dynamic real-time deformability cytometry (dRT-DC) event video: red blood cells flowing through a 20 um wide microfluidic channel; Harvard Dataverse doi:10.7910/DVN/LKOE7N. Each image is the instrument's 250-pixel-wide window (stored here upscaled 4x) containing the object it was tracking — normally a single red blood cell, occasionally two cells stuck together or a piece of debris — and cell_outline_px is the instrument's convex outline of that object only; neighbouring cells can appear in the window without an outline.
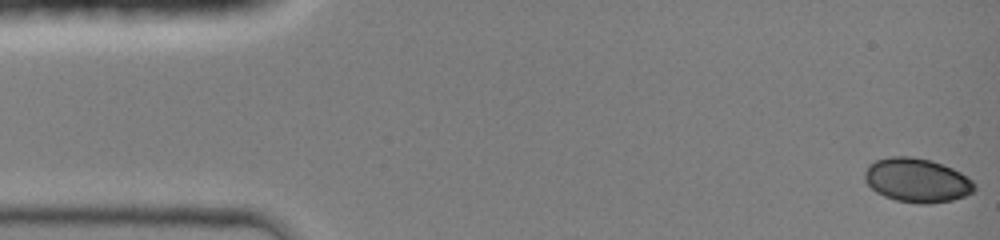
{"species": "common noctule bat (a hibernating species)", "species_latin": "Nyctalus noctula", "temperature_condition": "room temperature", "stored_images_in_passage": 45, "camera_frame_rate_fps": 3000, "um_per_image_px": 0.085, "animal": {"sex": "female", "body_mass_g": 19.0, "forearm_length_mm": 51.5}, "frame": {"image": 1, "passage_image": 1, "time_ms": 0.0, "image_size_px": [1000, 240], "cell_outline_px": [[976, 188], [972, 192], [964, 196], [952, 200], [928, 204], [916, 204], [896, 200], [884, 196], [876, 192], [864, 180], [864, 172], [868, 164], [876, 160], [892, 156], [912, 156], [932, 160], [952, 168], [960, 172], [972, 180], [976, 184]], "centroid_in_image_um": [77.93, 15.32], "position_along_channel_um": 7.1, "area_um2": 28.38}}
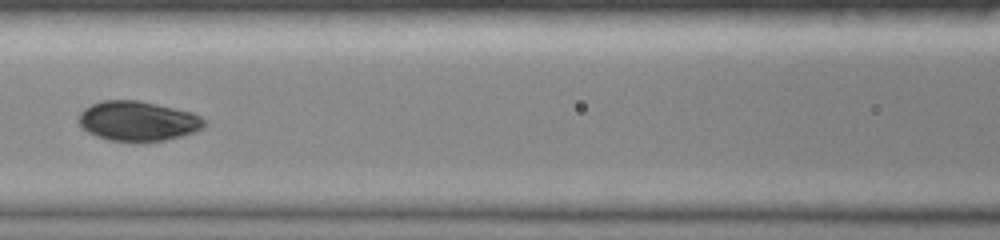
{"frame": {"image": 2, "passage_image": 20, "time_ms": 6.333, "image_size_px": [1000, 240], "cell_outline_px": [[208, 124], [204, 128], [196, 132], [164, 140], [140, 144], [108, 140], [96, 136], [88, 132], [76, 120], [80, 112], [84, 108], [92, 104], [104, 100], [140, 100], [192, 112], [200, 116]], "centroid_in_image_um": [11.73, 10.31], "position_along_channel_um": 154.9, "area_um2": 29.82}}
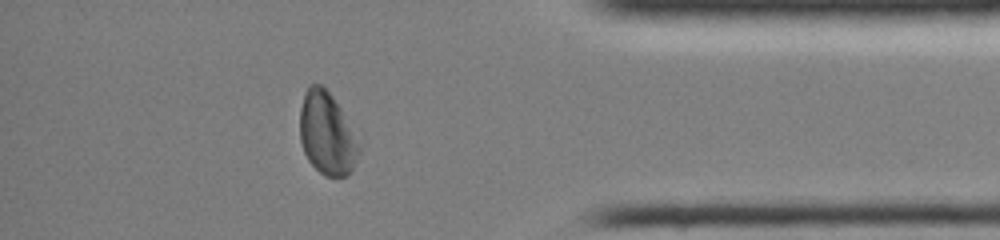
{"frame": {"image": 3, "passage_image": 39, "time_ms": 12.667, "image_size_px": [1000, 240], "cell_outline_px": [[360, 152], [348, 176], [324, 176], [308, 160], [304, 152], [300, 140], [300, 108], [304, 92], [308, 84], [320, 84], [332, 96], [340, 108], [360, 144]], "centroid_in_image_um": [27.77, 11.36], "position_along_channel_um": 407.4, "area_um2": 28.26}, "authors_computed_cell_mechanics": {"area_um2": 28.4376, "velocity_mm_per_s": 4.2495, "shape_relaxation_time_tau1_ms": 2.0145, "shape_relaxation_time_tau2_ms": null, "deformation_change_tau1": 0.1136, "deformation_change_tau2": null}}